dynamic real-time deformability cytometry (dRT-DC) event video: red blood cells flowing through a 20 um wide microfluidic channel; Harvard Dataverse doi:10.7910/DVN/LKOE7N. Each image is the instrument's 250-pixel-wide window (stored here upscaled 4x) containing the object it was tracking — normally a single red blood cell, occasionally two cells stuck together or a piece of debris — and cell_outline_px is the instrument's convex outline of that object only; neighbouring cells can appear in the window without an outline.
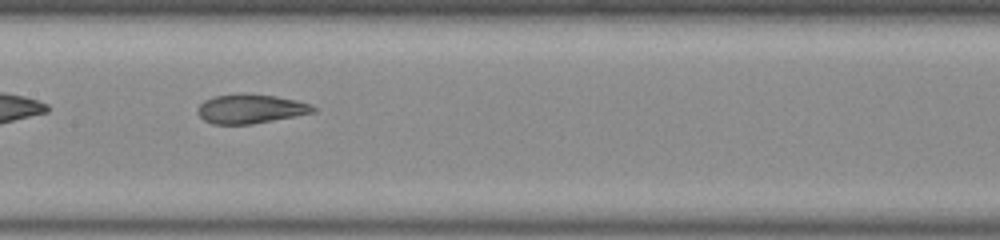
{"species": "common noctule bat (a hibernating species)", "species_latin": "Nyctalus noctula", "temperature_condition": "room temperature", "stored_images_in_passage": 34, "camera_frame_rate_fps": 3000, "um_per_image_px": 0.085, "animal": {"sex": "male", "body_mass_g": 20.0, "forearm_length_mm": 53.3}, "frame": {"image": 1, "passage_image": 10, "time_ms": 3.0, "image_size_px": [1000, 240], "cell_outline_px": [[316, 112], [252, 124], [212, 124], [204, 120], [196, 112], [200, 104], [204, 100], [216, 96], [276, 96], [296, 100], [312, 104], [316, 108]], "centroid_in_image_um": [21.32, 9.29], "position_along_channel_um": 186.1, "area_um2": 18.96}}
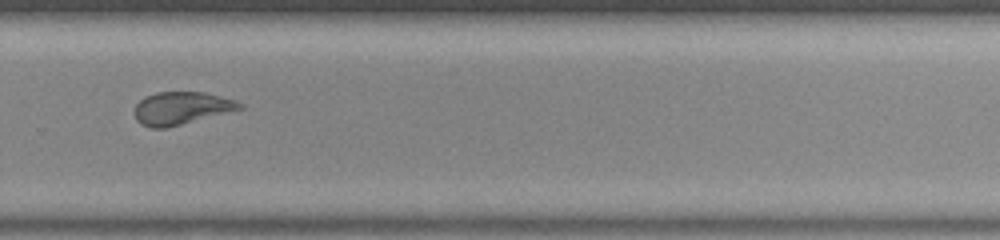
{"frame": {"image": 2, "passage_image": 20, "time_ms": 6.333, "image_size_px": [1000, 240], "cell_outline_px": [[244, 108], [164, 128], [152, 128], [140, 124], [136, 120], [132, 112], [136, 104], [144, 96], [156, 92], [204, 92], [236, 100], [244, 104]], "centroid_in_image_um": [15.37, 9.18], "position_along_channel_um": 314.4, "area_um2": 20.06}, "authors_computed_cell_mechanics": {"area_um2": 19.8832, "velocity_mm_per_s": 3.8663, "shape_relaxation_time_tau1_ms": null, "shape_relaxation_time_tau2_ms": 1.4426, "deformation_change_tau1": null, "deformation_change_tau2": 0.0875}}